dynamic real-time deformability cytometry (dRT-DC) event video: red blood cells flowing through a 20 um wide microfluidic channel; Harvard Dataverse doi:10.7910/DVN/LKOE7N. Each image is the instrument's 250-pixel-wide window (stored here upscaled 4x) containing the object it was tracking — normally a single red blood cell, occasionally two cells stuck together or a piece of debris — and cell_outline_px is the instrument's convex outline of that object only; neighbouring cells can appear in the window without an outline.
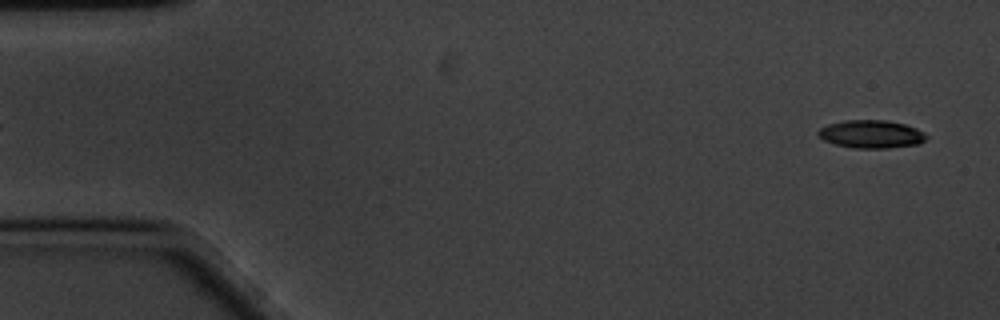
{"species": "common noctule bat (a hibernating species)", "species_latin": "Nyctalus noctula", "temperature_condition": "cold", "stored_images_in_passage": 58, "camera_frame_rate_fps": 3000, "um_per_image_px": 0.085, "animal": {"sex": "male", "body_mass_g": 20.1, "forearm_length_mm": 53.5}, "frame": {"image": 1, "passage_image": 2, "time_ms": 0.333, "image_size_px": [1000, 320], "cell_outline_px": [[928, 136], [920, 144], [888, 148], [852, 148], [836, 144], [824, 140], [816, 136], [816, 132], [820, 128], [828, 124], [844, 120], [888, 120], [904, 124], [916, 128], [924, 132]], "centroid_in_image_um": [74.04, 11.4], "position_along_channel_um": 11.0, "area_um2": 17.8}}
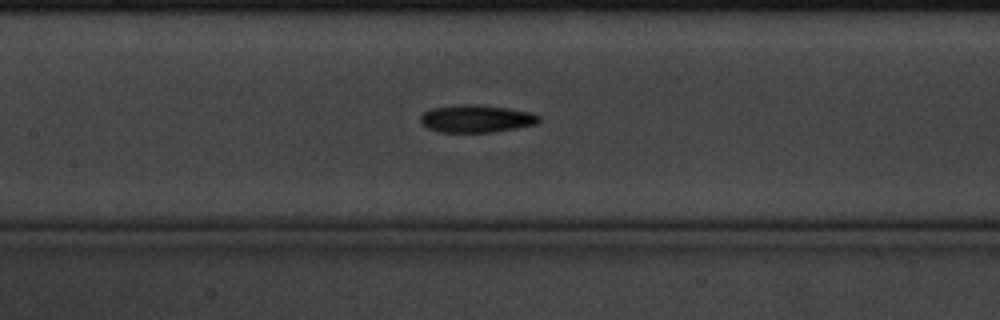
{"frame": {"image": 2, "passage_image": 26, "time_ms": 8.333, "image_size_px": [1000, 320], "cell_outline_px": [[540, 120], [536, 124], [516, 128], [492, 132], [440, 132], [428, 128], [420, 124], [420, 116], [424, 112], [432, 108], [460, 104], [476, 104], [532, 112], [540, 116]], "centroid_in_image_um": [40.46, 10.09], "position_along_channel_um": 166.9, "area_um2": 19.02}}
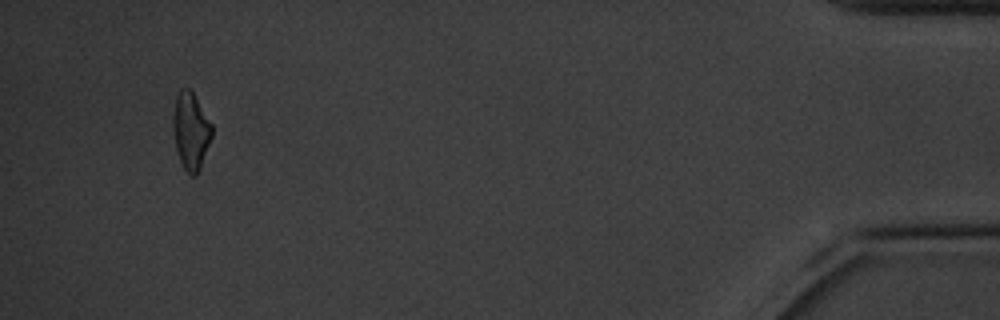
{"frame": {"image": 3, "passage_image": 55, "time_ms": 18.0, "image_size_px": [1000, 320], "cell_outline_px": [[212, 136], [200, 168], [196, 176], [192, 176], [184, 168], [180, 160], [176, 148], [172, 128], [172, 120], [176, 96], [180, 88], [188, 88], [192, 92], [212, 124]], "centroid_in_image_um": [16.21, 11.12], "position_along_channel_um": 419.0, "area_um2": 17.28}, "authors_computed_cell_mechanics": {"area_um2": 18.0336, "velocity_mm_per_s": 3.3918, "shape_relaxation_time_tau1_ms": 2.3326, "shape_relaxation_time_tau2_ms": 9.0839, "deformation_change_tau1": 0.1053, "deformation_change_tau2": 0.1912}}